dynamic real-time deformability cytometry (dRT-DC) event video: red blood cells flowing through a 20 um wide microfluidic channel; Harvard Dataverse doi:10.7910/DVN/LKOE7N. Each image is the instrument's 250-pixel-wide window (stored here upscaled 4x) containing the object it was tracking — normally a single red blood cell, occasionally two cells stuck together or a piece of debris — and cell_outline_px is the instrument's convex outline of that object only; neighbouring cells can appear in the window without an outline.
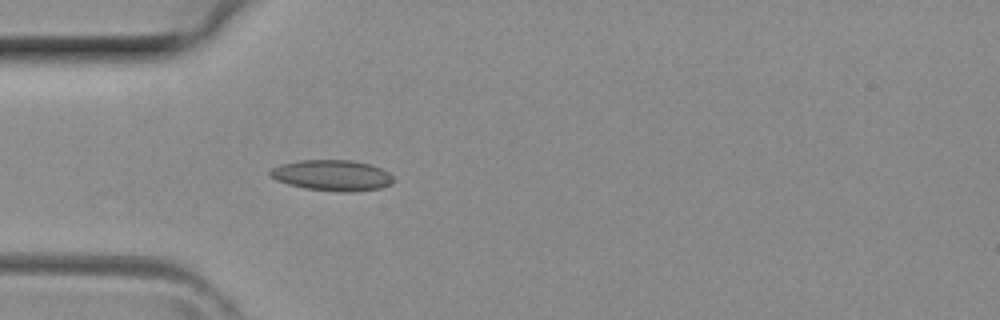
{"species": "common noctule bat (a hibernating species)", "species_latin": "Nyctalus noctula", "temperature_condition": "room temperature", "stored_images_in_passage": 2, "camera_frame_rate_fps": 3000, "um_per_image_px": 0.085, "animal": {"sex": "female", "body_mass_g": 29.2, "forearm_length_mm": 56.3}, "frame": {"image": 1, "passage_image": 2, "time_ms": 0.333, "image_size_px": [1000, 320], "cell_outline_px": [[396, 180], [392, 184], [380, 188], [348, 192], [340, 192], [304, 188], [288, 184], [276, 180], [268, 176], [268, 172], [272, 168], [280, 164], [300, 160], [352, 160], [368, 164], [380, 168], [388, 172]], "centroid_in_image_um": [28.21, 14.9], "position_along_channel_um": 56.8, "area_um2": 22.25}}